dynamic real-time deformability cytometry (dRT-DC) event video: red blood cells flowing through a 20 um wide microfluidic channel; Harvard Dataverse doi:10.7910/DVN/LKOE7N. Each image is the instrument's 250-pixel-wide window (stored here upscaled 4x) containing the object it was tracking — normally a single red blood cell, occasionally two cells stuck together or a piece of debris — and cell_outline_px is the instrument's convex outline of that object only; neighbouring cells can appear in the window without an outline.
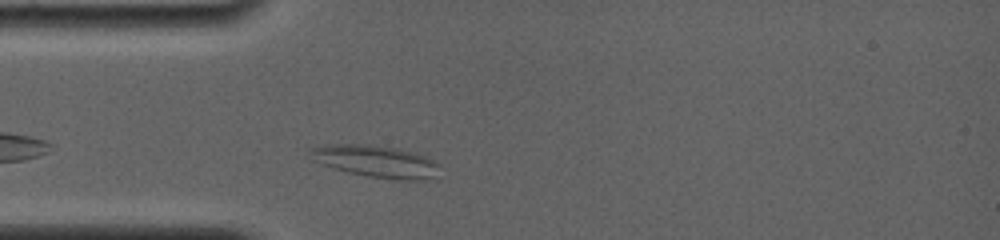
{"species": "common noctule bat (a hibernating species)", "species_latin": "Nyctalus noctula", "temperature_condition": "room temperature", "stored_images_in_passage": 45, "camera_frame_rate_fps": 4000, "um_per_image_px": 0.085, "animal": {"sex": "female", "body_mass_g": 19.0, "forearm_length_mm": 56.7}, "frame": {"image": 1, "passage_image": 7, "time_ms": 1.25, "image_size_px": [1000, 240], "cell_outline_px": [[440, 164], [432, 176], [428, 180], [404, 180], [368, 176], [348, 172], [332, 168], [312, 160], [308, 148], [328, 144], [372, 144], [396, 148], [412, 152], [436, 160]], "centroid_in_image_um": [31.91, 13.7], "position_along_channel_um": 53.1, "area_um2": 24.16}}
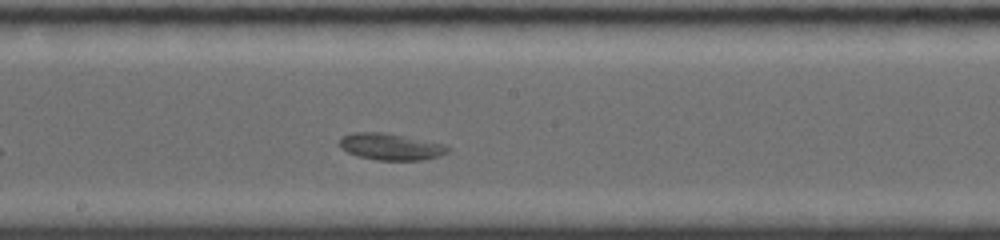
{"frame": {"image": 2, "passage_image": 25, "time_ms": 5.75, "image_size_px": [1000, 240], "cell_outline_px": [[452, 148], [448, 152], [436, 156], [420, 160], [376, 160], [356, 156], [340, 148], [340, 136], [356, 132], [384, 132], [444, 144]], "centroid_in_image_um": [33.17, 12.46], "position_along_channel_um": 215.0, "area_um2": 16.76}}
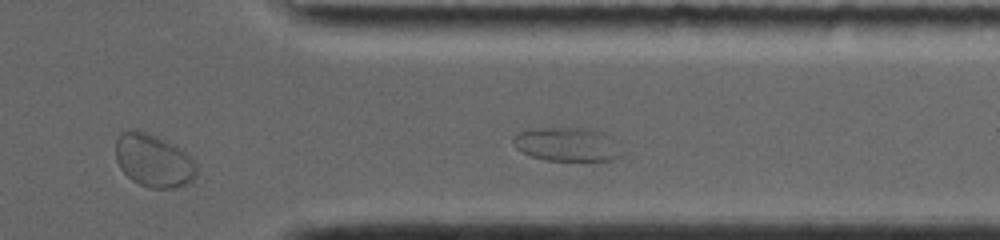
{"frame": {"image": 3, "passage_image": 41, "time_ms": 9.75, "image_size_px": [1000, 240], "cell_outline_px": [[196, 176], [192, 184], [172, 188], [148, 188], [132, 180], [120, 168], [116, 160], [116, 140], [120, 132], [144, 132], [156, 136], [176, 144], [192, 156], [196, 164]], "centroid_in_image_um": [13.11, 13.68], "position_along_channel_um": 398.3, "area_um2": 25.14}}